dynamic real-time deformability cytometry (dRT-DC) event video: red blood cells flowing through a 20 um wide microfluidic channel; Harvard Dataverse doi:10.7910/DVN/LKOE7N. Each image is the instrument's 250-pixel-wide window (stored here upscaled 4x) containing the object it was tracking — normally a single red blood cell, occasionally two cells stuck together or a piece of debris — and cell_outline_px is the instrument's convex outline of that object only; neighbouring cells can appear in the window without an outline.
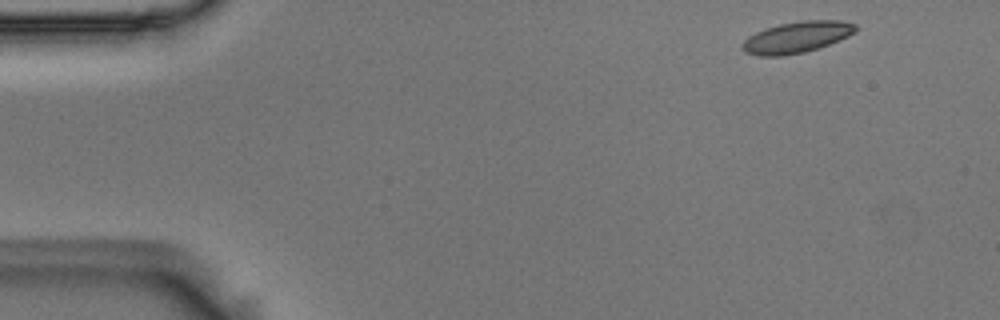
{"species": "Egyptian fruit bat (a non-hibernating species)", "species_latin": "Rousettus aegyptiacus", "temperature_condition": "room temperature", "stored_images_in_passage": 3, "camera_frame_rate_fps": 3000, "um_per_image_px": 0.085, "animal": {"sex": "male"}, "frame": {"image": 1, "passage_image": 1, "time_ms": 0.0, "image_size_px": [1000, 320], "cell_outline_px": [[856, 32], [848, 36], [828, 44], [804, 52], [780, 56], [760, 56], [744, 52], [740, 48], [740, 44], [748, 36], [756, 32], [780, 24], [804, 20], [840, 20], [856, 24]], "centroid_in_image_um": [67.69, 3.16], "position_along_channel_um": 17.3, "area_um2": 20.52}}